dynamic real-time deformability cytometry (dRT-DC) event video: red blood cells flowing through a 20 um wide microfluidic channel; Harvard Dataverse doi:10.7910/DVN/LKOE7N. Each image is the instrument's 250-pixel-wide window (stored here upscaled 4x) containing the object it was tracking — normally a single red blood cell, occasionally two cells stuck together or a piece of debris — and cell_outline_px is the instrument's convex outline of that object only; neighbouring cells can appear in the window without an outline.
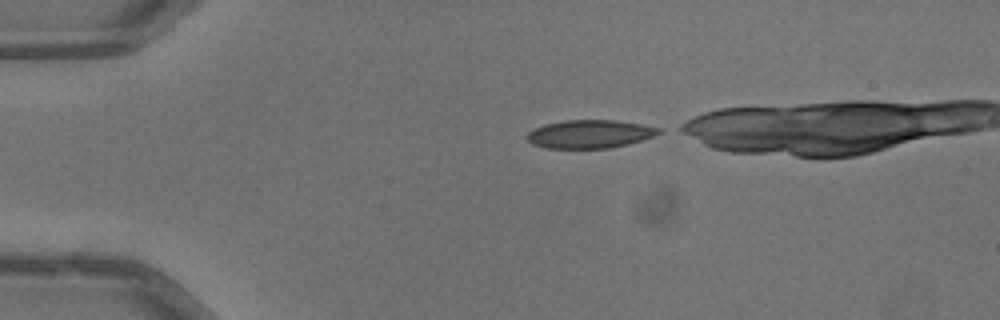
{"species": "common noctule bat (a hibernating species)", "species_latin": "Nyctalus noctula", "temperature_condition": "warm", "stored_images_in_passage": 34, "camera_frame_rate_fps": 3000, "um_per_image_px": 0.085, "animal": {"sex": "male", "body_mass_g": 13.3}, "frame": {"image": 1, "passage_image": 1, "time_ms": 0.0, "image_size_px": [1000, 320], "cell_outline_px": [[660, 132], [652, 136], [628, 144], [608, 148], [544, 148], [532, 144], [528, 140], [528, 132], [544, 124], [564, 120], [616, 120], [640, 124], [660, 128]], "centroid_in_image_um": [50.1, 11.39], "position_along_channel_um": 34.9, "area_um2": 21.44}}
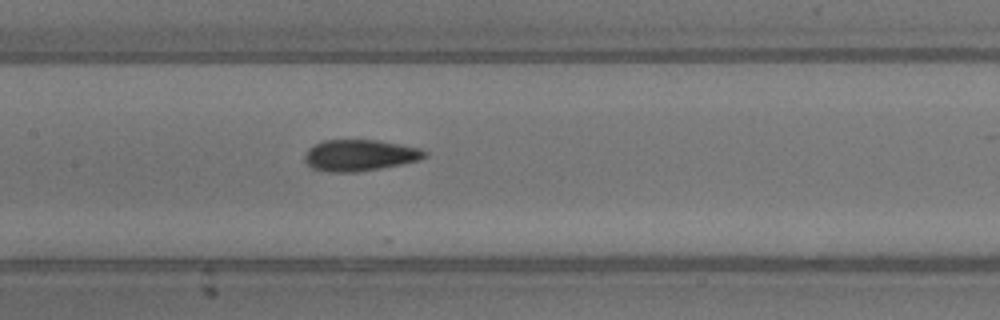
{"frame": {"image": 2, "passage_image": 15, "time_ms": 4.667, "image_size_px": [1000, 320], "cell_outline_px": [[428, 156], [420, 160], [380, 168], [356, 172], [328, 172], [312, 168], [304, 160], [304, 156], [308, 148], [312, 144], [324, 140], [376, 140], [400, 144], [420, 148], [428, 152]], "centroid_in_image_um": [30.57, 13.19], "position_along_channel_um": 176.8, "area_um2": 22.02}}
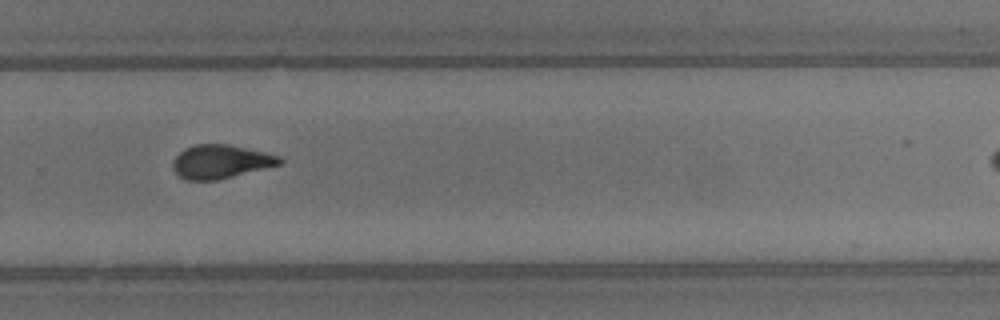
{"frame": {"image": 3, "passage_image": 25, "time_ms": 8.0, "image_size_px": [1000, 320], "cell_outline_px": [[284, 160], [280, 164], [216, 180], [188, 180], [180, 176], [172, 168], [172, 160], [184, 148], [196, 144], [228, 144], [264, 152], [280, 156]], "centroid_in_image_um": [18.73, 13.73], "position_along_channel_um": 311.1, "area_um2": 20.69}}